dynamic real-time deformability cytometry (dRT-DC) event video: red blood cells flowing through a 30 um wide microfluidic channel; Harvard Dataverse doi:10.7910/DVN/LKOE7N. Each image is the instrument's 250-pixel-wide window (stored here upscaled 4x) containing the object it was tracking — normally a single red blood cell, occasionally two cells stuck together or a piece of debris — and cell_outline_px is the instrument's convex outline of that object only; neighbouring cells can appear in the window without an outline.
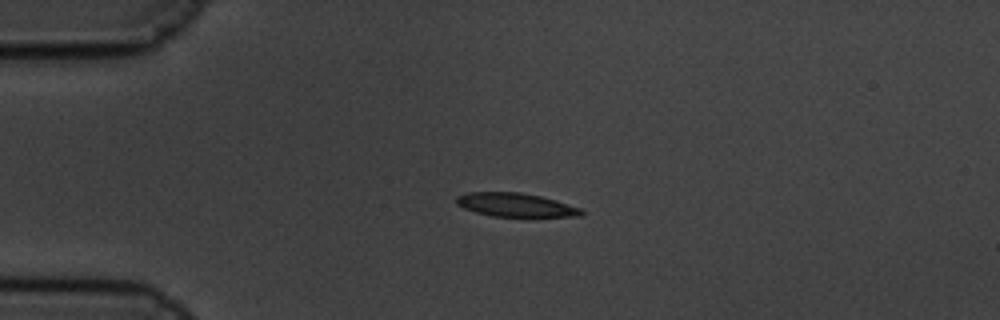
{"species": "common noctule bat (a hibernating species)", "species_latin": "Nyctalus noctula", "temperature_condition": "cold", "stored_images_in_passage": 47, "camera_frame_rate_fps": 3000, "um_per_image_px": 0.085, "animal": {"sex": "male", "body_mass_g": 19.5, "forearm_length_mm": 54.6}, "frame": {"image": 1, "passage_image": 1, "time_ms": 0.0, "image_size_px": [1000, 320], "cell_outline_px": [[584, 212], [580, 216], [492, 216], [476, 212], [464, 208], [456, 204], [456, 196], [468, 192], [520, 192], [540, 196], [556, 200], [580, 208]], "centroid_in_image_um": [43.79, 17.4], "position_along_channel_um": 41.2, "area_um2": 17.05}}
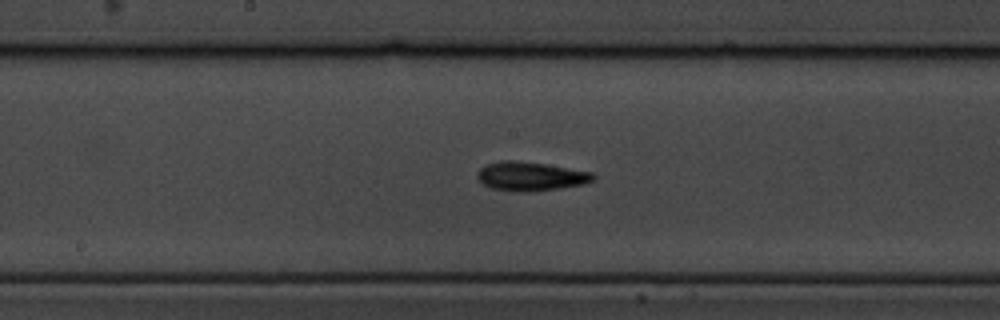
{"frame": {"image": 2, "passage_image": 18, "time_ms": 5.667, "image_size_px": [1000, 320], "cell_outline_px": [[596, 180], [584, 184], [560, 188], [520, 192], [492, 188], [484, 184], [476, 176], [476, 172], [484, 164], [500, 160], [512, 160], [544, 164], [592, 172], [596, 176]], "centroid_in_image_um": [45.09, 14.97], "position_along_channel_um": 203.1, "area_um2": 19.48}}
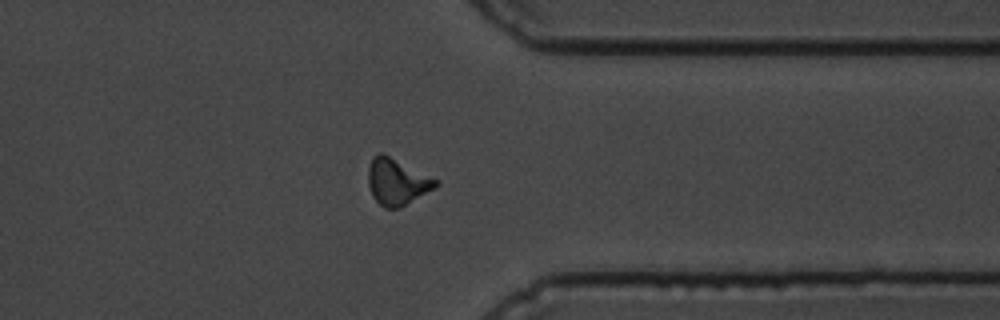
{"frame": {"image": 3, "passage_image": 34, "time_ms": 11.0, "image_size_px": [1000, 320], "cell_outline_px": [[440, 184], [400, 208], [384, 208], [372, 196], [368, 184], [368, 168], [372, 156], [380, 152], [440, 180]], "centroid_in_image_um": [33.73, 15.45], "position_along_channel_um": 377.7, "area_um2": 18.15}, "authors_computed_cell_mechanics": {"area_um2": 17.5134, "velocity_mm_per_s": 3.3636, "shape_relaxation_time_tau1_ms": 8.358, "shape_relaxation_time_tau2_ms": null, "deformation_change_tau1": 0.1831, "deformation_change_tau2": null}}